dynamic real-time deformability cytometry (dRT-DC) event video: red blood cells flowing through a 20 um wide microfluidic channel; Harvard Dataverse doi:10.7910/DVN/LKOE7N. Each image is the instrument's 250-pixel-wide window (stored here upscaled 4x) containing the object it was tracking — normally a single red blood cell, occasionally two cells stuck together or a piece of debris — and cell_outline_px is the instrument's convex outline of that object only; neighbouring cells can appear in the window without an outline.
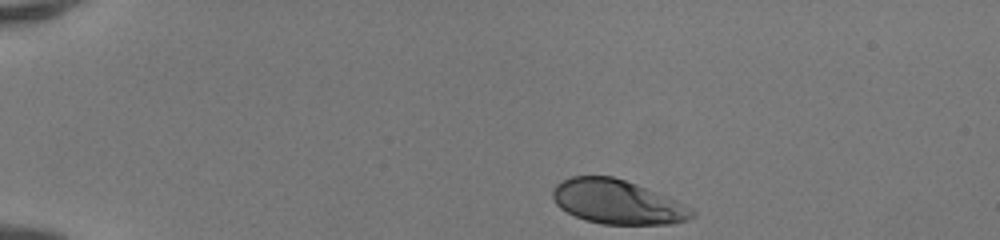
{"species": "human", "species_latin": "Homo sapiens", "temperature_condition": "room temperature", "stored_images_in_passage": 36, "camera_frame_rate_fps": 3000, "um_per_image_px": 0.085, "donor": {"sex": "female"}, "frame": {"image": 1, "passage_image": 1, "time_ms": 0.0, "image_size_px": [1000, 240], "cell_outline_px": [[696, 216], [688, 220], [672, 224], [600, 224], [584, 220], [560, 208], [556, 204], [552, 196], [552, 188], [560, 180], [572, 176], [612, 176], [636, 184], [676, 200], [692, 208], [696, 212]], "centroid_in_image_um": [52.47, 17.17], "position_along_channel_um": 32.5, "area_um2": 36.01}}
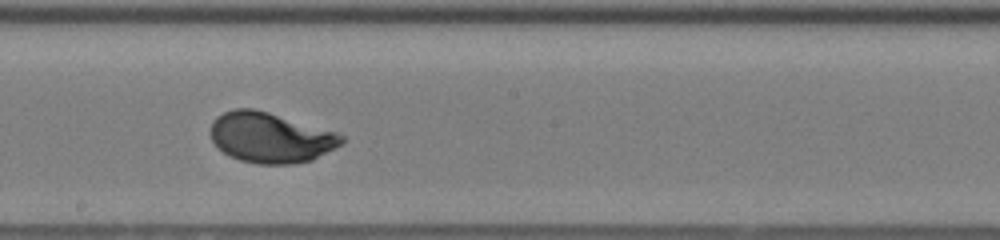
{"frame": {"image": 2, "passage_image": 21, "time_ms": 6.667, "image_size_px": [1000, 240], "cell_outline_px": [[344, 144], [312, 160], [292, 164], [256, 164], [240, 160], [216, 148], [212, 140], [212, 120], [216, 116], [224, 112], [236, 108], [252, 108], [268, 112], [336, 132], [344, 136]], "centroid_in_image_um": [23.0, 11.7], "position_along_channel_um": 225.2, "area_um2": 38.38}}
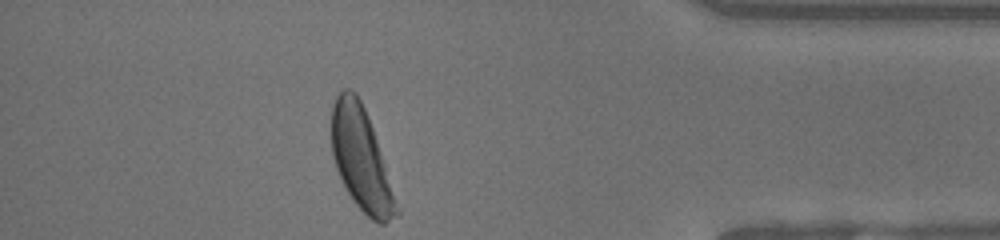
{"frame": {"image": 3, "passage_image": 36, "time_ms": 11.667, "image_size_px": [1000, 240], "cell_outline_px": [[400, 212], [396, 216], [384, 224], [380, 224], [372, 220], [352, 200], [336, 168], [332, 156], [332, 104], [336, 96], [344, 88], [348, 88], [356, 92], [364, 108], [372, 128], [400, 208]], "centroid_in_image_um": [30.7, 13.54], "position_along_channel_um": 404.5, "area_um2": 38.32}, "authors_computed_cell_mechanics": {"area_um2": 38.0035, "velocity_mm_per_s": 4.1474, "shape_relaxation_time_tau1_ms": 2.1941, "shape_relaxation_time_tau2_ms": null, "deformation_change_tau1": 0.1637, "deformation_change_tau2": null}}